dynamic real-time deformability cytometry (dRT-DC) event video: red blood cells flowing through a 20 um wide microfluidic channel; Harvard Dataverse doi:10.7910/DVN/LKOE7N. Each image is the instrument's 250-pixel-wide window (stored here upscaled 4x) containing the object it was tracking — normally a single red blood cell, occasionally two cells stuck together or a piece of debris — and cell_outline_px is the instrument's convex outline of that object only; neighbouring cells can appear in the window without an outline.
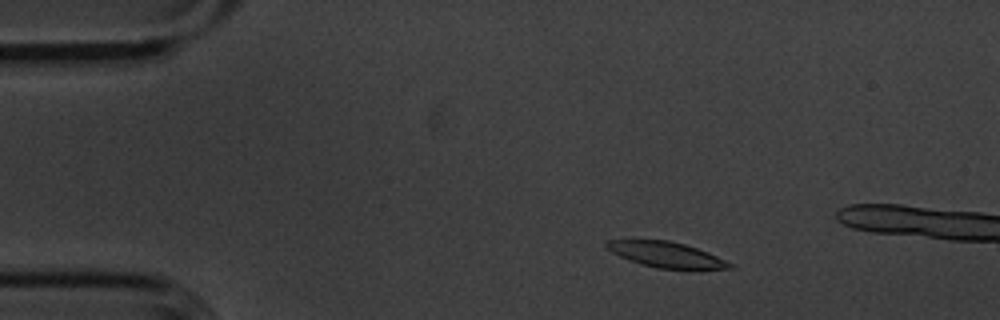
{"species": "common noctule bat (a hibernating species)", "species_latin": "Nyctalus noctula", "temperature_condition": "cold", "stored_images_in_passage": 14, "camera_frame_rate_fps": 3000, "um_per_image_px": 0.085, "animal": {"sex": "male", "body_mass_g": 20.1, "forearm_length_mm": 53.5}, "frame": {"image": 1, "passage_image": 7, "time_ms": 2.0, "image_size_px": [1000, 320], "cell_outline_px": [[736, 268], [692, 272], [656, 268], [640, 264], [628, 260], [612, 252], [604, 244], [604, 240], [668, 240], [684, 244], [708, 252], [732, 264]], "centroid_in_image_um": [56.71, 21.7], "position_along_channel_um": 28.3, "area_um2": 19.07}}